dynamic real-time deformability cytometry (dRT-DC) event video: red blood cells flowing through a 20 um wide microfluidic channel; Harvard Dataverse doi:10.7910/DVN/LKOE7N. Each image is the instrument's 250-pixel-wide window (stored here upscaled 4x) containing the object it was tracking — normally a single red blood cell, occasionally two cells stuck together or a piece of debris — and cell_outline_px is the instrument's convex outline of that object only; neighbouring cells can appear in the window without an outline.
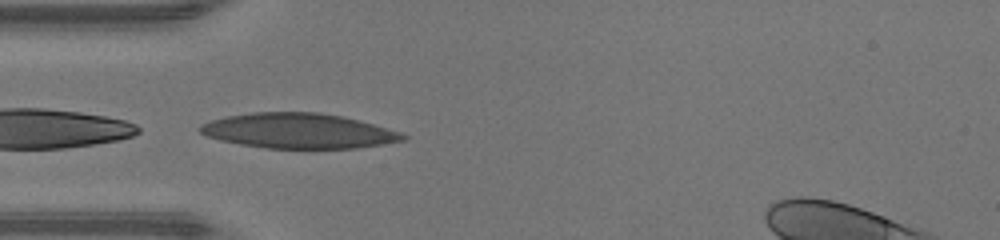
{"species": "human", "species_latin": "Homo sapiens", "temperature_condition": "warm", "stored_images_in_passage": 38, "camera_frame_rate_fps": 3000, "um_per_image_px": 0.085, "donor": {"sex": "male"}, "frame": {"image": 1, "passage_image": 6, "time_ms": 1.667, "image_size_px": [1000, 240], "cell_outline_px": [[408, 140], [384, 144], [356, 148], [268, 148], [240, 144], [220, 140], [208, 136], [200, 132], [200, 128], [204, 124], [212, 120], [224, 116], [252, 112], [320, 112], [344, 116], [400, 132], [408, 136]], "centroid_in_image_um": [25.41, 11.12], "position_along_channel_um": 59.6, "area_um2": 41.33}}
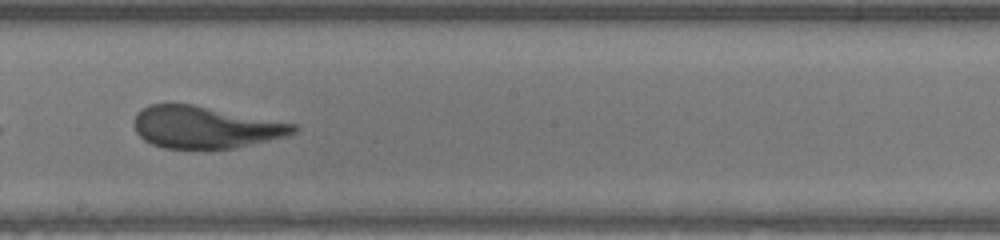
{"frame": {"image": 2, "passage_image": 18, "time_ms": 5.667, "image_size_px": [1000, 240], "cell_outline_px": [[300, 128], [296, 132], [288, 136], [232, 148], [164, 148], [152, 144], [144, 140], [136, 132], [136, 116], [148, 104], [192, 104], [296, 124]], "centroid_in_image_um": [17.49, 10.82], "position_along_channel_um": 230.7, "area_um2": 38.49}}
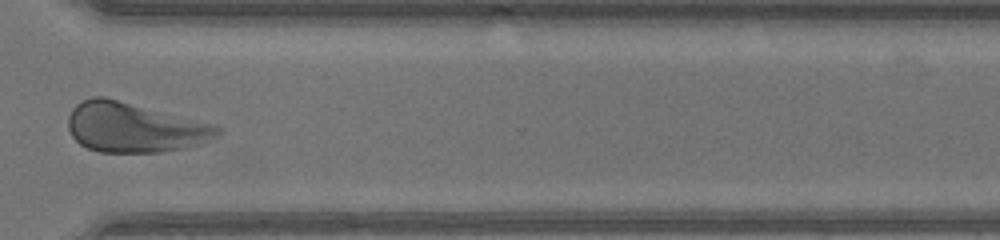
{"frame": {"image": 3, "passage_image": 27, "time_ms": 8.667, "image_size_px": [1000, 240], "cell_outline_px": [[224, 128], [216, 136], [208, 140], [184, 148], [160, 152], [100, 152], [88, 148], [80, 144], [72, 136], [68, 128], [68, 116], [72, 108], [80, 100], [92, 96], [104, 96], [212, 124]], "centroid_in_image_um": [11.35, 10.82], "position_along_channel_um": 359.2, "area_um2": 43.0}, "authors_computed_cell_mechanics": {"area_um2": 41.9917, "velocity_mm_per_s": 4.3021, "shape_relaxation_time_tau1_ms": 6.4498, "shape_relaxation_time_tau2_ms": 1.2461, "deformation_change_tau1": 0.2156, "deformation_change_tau2": 0.1027}}